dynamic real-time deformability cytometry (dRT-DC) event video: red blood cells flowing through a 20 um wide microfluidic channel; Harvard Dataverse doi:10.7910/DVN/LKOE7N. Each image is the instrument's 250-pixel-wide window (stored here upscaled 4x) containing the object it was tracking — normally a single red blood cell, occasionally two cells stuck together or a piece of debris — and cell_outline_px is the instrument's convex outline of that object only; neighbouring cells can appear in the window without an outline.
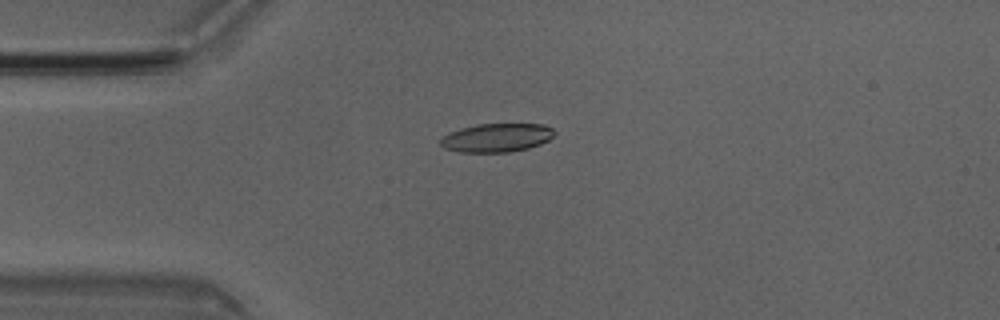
{"species": "Egyptian fruit bat (a non-hibernating species)", "species_latin": "Rousettus aegyptiacus", "temperature_condition": "room temperature", "stored_images_in_passage": 4, "camera_frame_rate_fps": 3000, "um_per_image_px": 0.085, "animal": {"sex": "male"}, "frame": {"image": 1, "passage_image": 2, "time_ms": 0.333, "image_size_px": [1000, 320], "cell_outline_px": [[556, 132], [548, 140], [540, 144], [528, 148], [508, 152], [460, 152], [444, 148], [440, 144], [440, 140], [444, 136], [460, 128], [476, 124], [544, 124], [552, 128]], "centroid_in_image_um": [42.22, 11.7], "position_along_channel_um": 42.8, "area_um2": 18.9}}
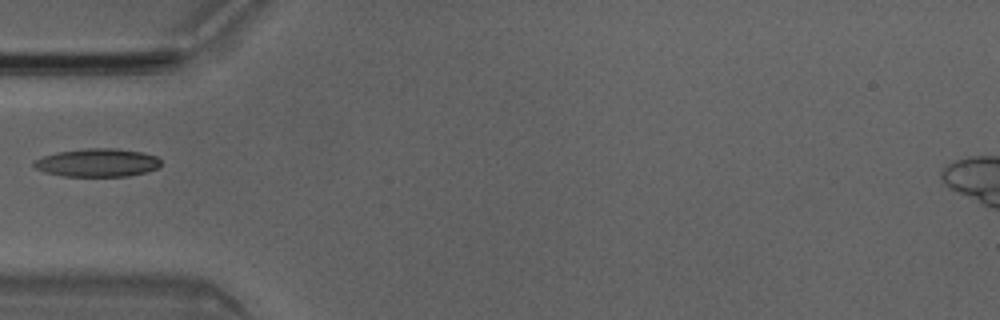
{"frame": {"image": 2, "passage_image": 3, "time_ms": 0.667, "image_size_px": [1000, 320], "cell_outline_px": [[160, 164], [156, 168], [144, 172], [128, 176], [64, 176], [44, 172], [36, 168], [32, 164], [36, 160], [44, 156], [56, 152], [88, 148], [116, 148], [140, 152], [156, 156], [160, 160]], "centroid_in_image_um": [8.25, 13.82], "position_along_channel_um": 76.7, "area_um2": 20.63}}